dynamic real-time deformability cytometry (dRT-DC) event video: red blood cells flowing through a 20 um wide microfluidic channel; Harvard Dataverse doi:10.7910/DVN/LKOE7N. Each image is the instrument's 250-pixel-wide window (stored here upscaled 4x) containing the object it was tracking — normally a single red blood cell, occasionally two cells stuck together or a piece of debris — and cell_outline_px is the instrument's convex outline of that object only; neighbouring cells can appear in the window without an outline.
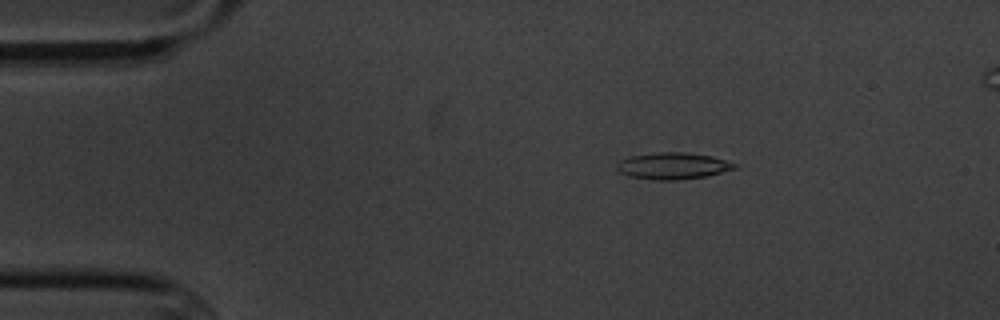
{"species": "common noctule bat (a hibernating species)", "species_latin": "Nyctalus noctula", "temperature_condition": "cold", "stored_images_in_passage": 5, "camera_frame_rate_fps": 3000, "um_per_image_px": 0.085, "animal": {"sex": "male", "body_mass_g": 20.1, "forearm_length_mm": 53.5}, "frame": {"image": 1, "passage_image": 2, "time_ms": 1.0, "image_size_px": [1000, 320], "cell_outline_px": [[740, 164], [736, 168], [708, 176], [676, 180], [656, 180], [628, 176], [620, 172], [616, 168], [616, 164], [620, 160], [632, 156], [660, 152], [684, 152], [712, 156]], "centroid_in_image_um": [57.22, 14.1], "position_along_channel_um": 27.8, "area_um2": 18.32}}